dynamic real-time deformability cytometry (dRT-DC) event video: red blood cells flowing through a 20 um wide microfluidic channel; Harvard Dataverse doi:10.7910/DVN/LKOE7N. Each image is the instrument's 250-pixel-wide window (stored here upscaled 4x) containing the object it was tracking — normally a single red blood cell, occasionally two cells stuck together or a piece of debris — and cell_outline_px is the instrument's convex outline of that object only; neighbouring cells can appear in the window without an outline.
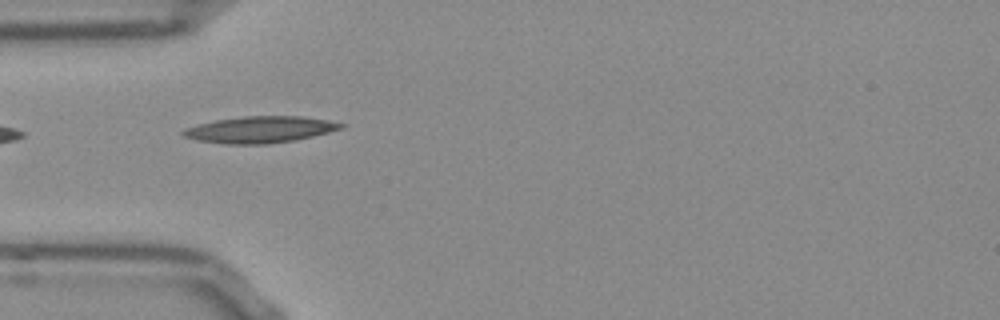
{"species": "Egyptian fruit bat (a non-hibernating species)", "species_latin": "Rousettus aegyptiacus", "temperature_condition": "room temperature", "stored_images_in_passage": 38, "camera_frame_rate_fps": 3000, "um_per_image_px": 0.085, "frame": {"image": 1, "passage_image": 1, "time_ms": 0.0, "image_size_px": [1000, 320], "cell_outline_px": [[344, 128], [312, 136], [292, 140], [268, 144], [228, 144], [196, 140], [184, 136], [180, 132], [184, 128], [196, 124], [216, 120], [244, 116], [300, 116], [328, 120], [344, 124]], "centroid_in_image_um": [22.06, 11.01], "position_along_channel_um": 62.9, "area_um2": 24.28}}
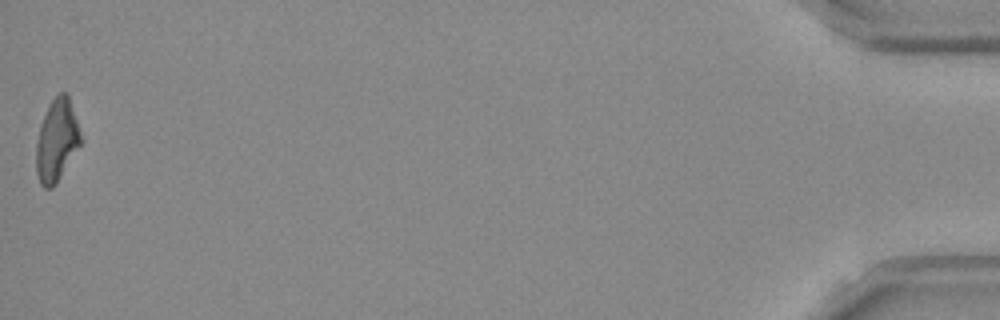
{"frame": {"image": 2, "passage_image": 38, "time_ms": 12.333, "image_size_px": [1000, 320], "cell_outline_px": [[84, 140], [56, 184], [52, 188], [44, 188], [40, 184], [36, 172], [36, 144], [40, 124], [52, 100], [60, 92], [64, 92], [68, 96]], "centroid_in_image_um": [4.84, 11.98], "position_along_channel_um": 430.4, "area_um2": 21.39}, "authors_computed_cell_mechanics": {"area_um2": 21.5016, "velocity_mm_per_s": 3.8107, "shape_relaxation_time_tau1_ms": null, "shape_relaxation_time_tau2_ms": 2.8117, "deformation_change_tau1": null, "deformation_change_tau2": 0.1252}}